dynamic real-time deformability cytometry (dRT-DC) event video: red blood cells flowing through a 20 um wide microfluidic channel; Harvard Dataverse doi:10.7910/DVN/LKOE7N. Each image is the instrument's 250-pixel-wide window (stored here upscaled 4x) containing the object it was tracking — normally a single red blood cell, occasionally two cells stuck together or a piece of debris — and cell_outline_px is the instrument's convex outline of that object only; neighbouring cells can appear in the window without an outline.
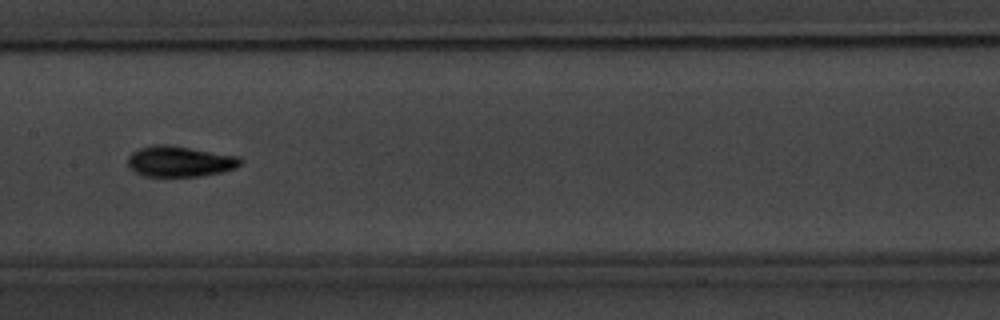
{"species": "common noctule bat (a hibernating species)", "species_latin": "Nyctalus noctula", "temperature_condition": "warm", "stored_images_in_passage": 8, "camera_frame_rate_fps": 3000, "um_per_image_px": 0.085, "animal": {"sex": "male", "body_mass_g": 20.1, "forearm_length_mm": 53.5}, "frame": {"image": 1, "passage_image": 5, "time_ms": 4.667, "image_size_px": [1000, 320], "cell_outline_px": [[244, 164], [236, 168], [224, 172], [200, 176], [144, 176], [128, 168], [128, 156], [132, 152], [140, 148], [152, 144], [168, 144], [240, 156], [244, 160]], "centroid_in_image_um": [15.33, 13.71], "position_along_channel_um": 192.1, "area_um2": 20.58}}
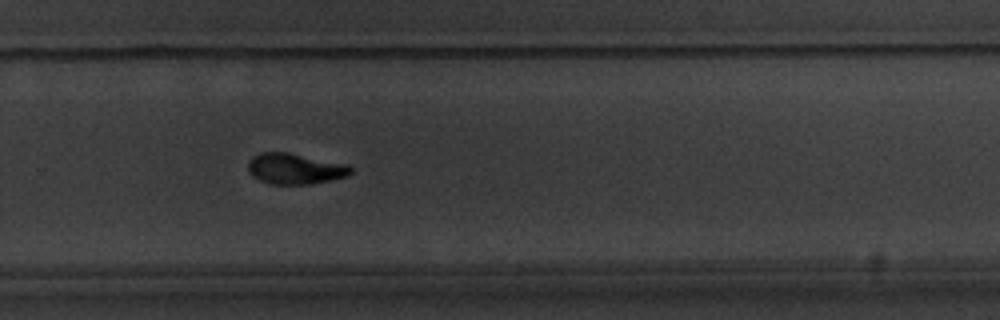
{"frame": {"image": 2, "passage_image": 8, "time_ms": 8.0, "image_size_px": [1000, 320], "cell_outline_px": [[352, 172], [348, 176], [332, 180], [312, 184], [268, 184], [252, 176], [248, 172], [248, 160], [252, 156], [260, 152], [288, 152], [348, 164], [352, 168]], "centroid_in_image_um": [25.07, 14.34], "position_along_channel_um": 304.7, "area_um2": 18.73}}